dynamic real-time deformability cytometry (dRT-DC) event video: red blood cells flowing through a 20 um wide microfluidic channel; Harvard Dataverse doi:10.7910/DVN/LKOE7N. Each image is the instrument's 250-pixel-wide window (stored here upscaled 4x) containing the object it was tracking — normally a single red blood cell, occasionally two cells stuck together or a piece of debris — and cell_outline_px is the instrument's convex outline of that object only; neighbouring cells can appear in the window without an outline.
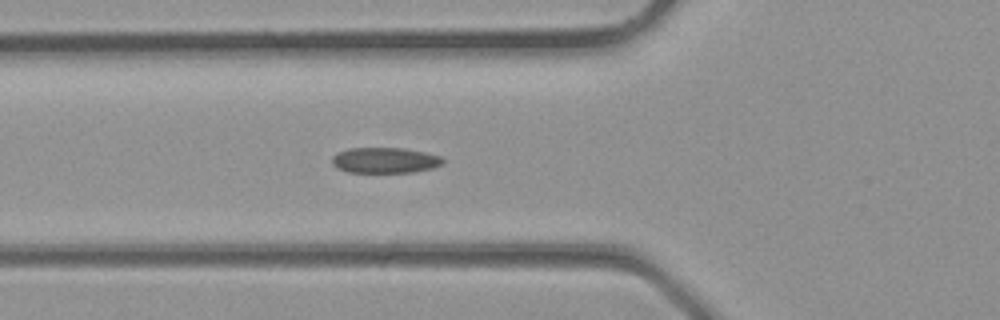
{"species": "common noctule bat (a hibernating species)", "species_latin": "Nyctalus noctula", "temperature_condition": "room temperature", "stored_images_in_passage": 30, "segment_of_instrument_passage": [1, 2], "camera_frame_rate_fps": 3000, "um_per_image_px": 0.085, "animal": {"sex": "male", "body_mass_g": 23.1, "forearm_length_mm": 52.7}, "frame": {"image": 1, "passage_image": 7, "time_ms": 2.0, "image_size_px": [1000, 320], "cell_outline_px": [[444, 164], [432, 168], [412, 172], [348, 172], [336, 168], [332, 164], [332, 156], [336, 152], [348, 148], [404, 148], [424, 152], [440, 156], [444, 160]], "centroid_in_image_um": [32.69, 13.62], "position_along_channel_um": 93.1, "area_um2": 16.65}}
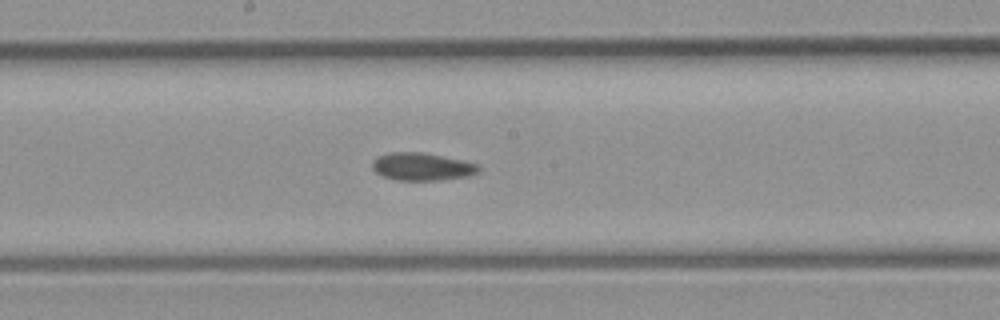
{"frame": {"image": 2, "passage_image": 13, "time_ms": 4.0, "image_size_px": [1000, 320], "cell_outline_px": [[480, 168], [476, 172], [468, 176], [440, 180], [396, 180], [380, 176], [372, 168], [372, 160], [388, 152], [424, 152], [464, 160], [480, 164]], "centroid_in_image_um": [35.86, 14.16], "position_along_channel_um": 212.3, "area_um2": 17.34}}
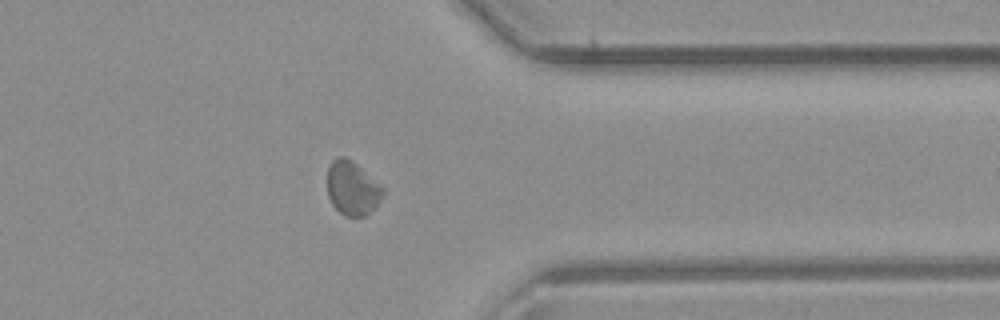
{"frame": {"image": 3, "passage_image": 22, "time_ms": 7.0, "image_size_px": [1000, 320], "cell_outline_px": [[384, 192], [380, 200], [364, 216], [344, 216], [332, 204], [328, 196], [328, 168], [332, 160], [336, 156], [344, 156], [356, 164], [384, 188]], "centroid_in_image_um": [29.92, 15.98], "position_along_channel_um": 381.5, "area_um2": 17.11}}